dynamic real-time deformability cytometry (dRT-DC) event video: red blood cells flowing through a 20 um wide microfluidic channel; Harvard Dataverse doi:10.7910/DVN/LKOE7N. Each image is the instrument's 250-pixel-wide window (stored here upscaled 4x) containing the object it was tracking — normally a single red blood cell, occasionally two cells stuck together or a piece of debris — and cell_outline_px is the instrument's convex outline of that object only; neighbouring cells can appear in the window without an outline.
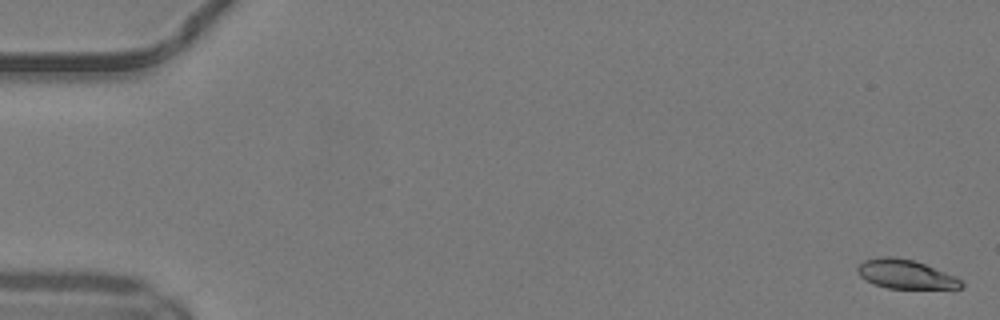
{"species": "common noctule bat (a hibernating species)", "species_latin": "Nyctalus noctula", "temperature_condition": "warm", "stored_images_in_passage": 50, "camera_frame_rate_fps": 3000, "um_per_image_px": 0.085, "animal": {"sex": "male", "body_mass_g": 19.2, "forearm_length_mm": 51.8}, "frame": {"image": 1, "passage_image": 1, "time_ms": 0.0, "image_size_px": [1000, 320], "cell_outline_px": [[964, 288], [888, 288], [872, 284], [860, 276], [856, 268], [864, 260], [880, 256], [892, 256], [912, 260], [924, 264], [956, 276], [964, 284]], "centroid_in_image_um": [76.95, 23.3], "position_along_channel_um": 8.0, "area_um2": 17.46}}
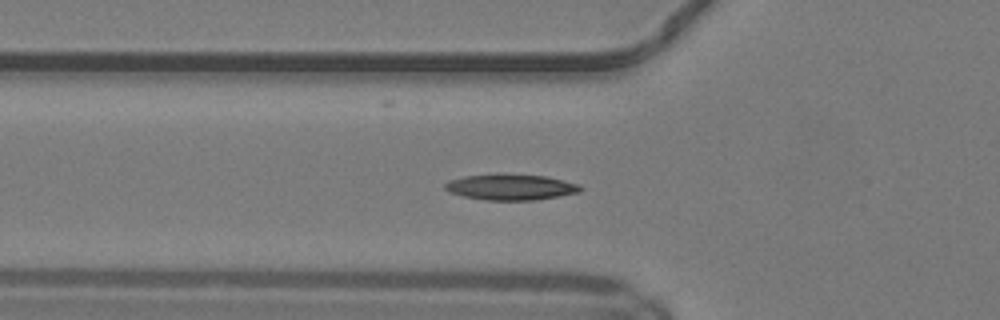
{"frame": {"image": 2, "passage_image": 18, "time_ms": 5.667, "image_size_px": [1000, 320], "cell_outline_px": [[584, 188], [580, 192], [560, 196], [536, 200], [484, 200], [464, 196], [452, 192], [444, 188], [444, 184], [448, 180], [464, 176], [544, 176], [564, 180], [580, 184]], "centroid_in_image_um": [43.48, 15.94], "position_along_channel_um": 82.3, "area_um2": 19.71}}
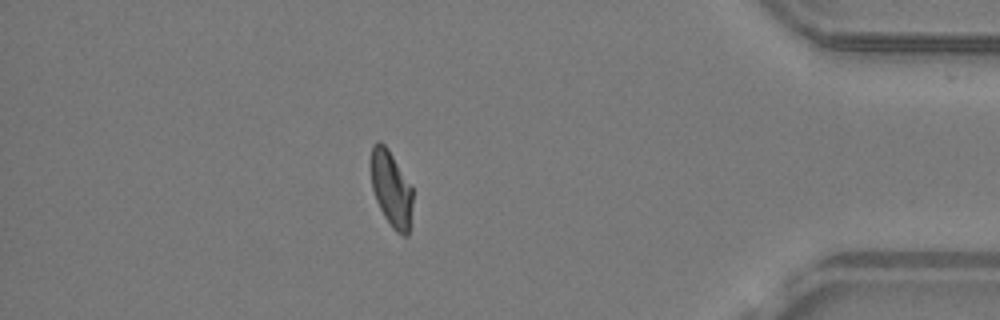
{"frame": {"image": 3, "passage_image": 44, "time_ms": 14.333, "image_size_px": [1000, 320], "cell_outline_px": [[412, 204], [408, 236], [404, 236], [396, 232], [392, 228], [384, 216], [376, 200], [372, 188], [372, 144], [376, 140], [380, 140], [388, 148], [412, 188]], "centroid_in_image_um": [33.25, 16.06], "position_along_channel_um": 401.9, "area_um2": 18.21}, "authors_computed_cell_mechanics": {"area_um2": 18.9295, "velocity_mm_per_s": 4.1545, "shape_relaxation_time_tau1_ms": 5.3658, "shape_relaxation_time_tau2_ms": 3.1672, "deformation_change_tau1": 0.1793, "deformation_change_tau2": 0.0789}}